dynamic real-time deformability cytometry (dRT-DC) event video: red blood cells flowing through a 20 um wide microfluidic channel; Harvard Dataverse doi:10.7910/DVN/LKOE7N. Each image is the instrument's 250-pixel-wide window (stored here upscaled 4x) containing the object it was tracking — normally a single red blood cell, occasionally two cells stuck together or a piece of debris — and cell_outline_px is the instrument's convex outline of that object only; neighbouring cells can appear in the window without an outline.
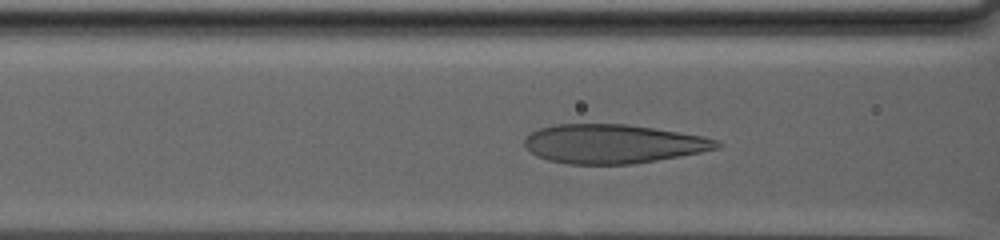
{"species": "human", "species_latin": "Homo sapiens", "temperature_condition": "warm", "stored_images_in_passage": 65, "camera_frame_rate_fps": 3000, "um_per_image_px": 0.085, "donor": {"sex": "male"}, "frame": {"image": 1, "passage_image": 26, "time_ms": 8.333, "image_size_px": [1000, 240], "cell_outline_px": [[724, 144], [720, 148], [680, 156], [632, 164], [568, 164], [548, 160], [536, 156], [524, 148], [524, 140], [532, 132], [540, 128], [556, 124], [624, 124], [652, 128], [700, 136], [716, 140]], "centroid_in_image_um": [52.06, 12.23], "position_along_channel_um": 114.5, "area_um2": 43.47}}
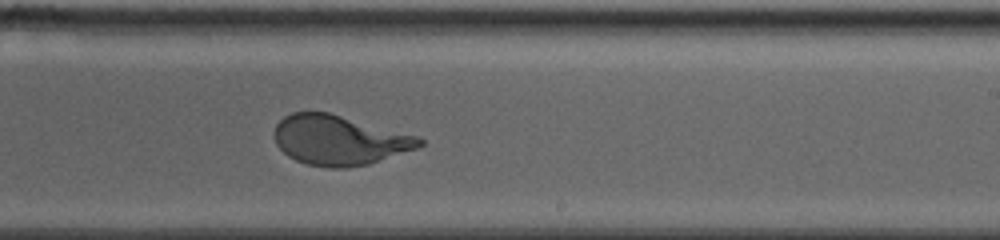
{"frame": {"image": 2, "passage_image": 44, "time_ms": 14.333, "image_size_px": [1000, 240], "cell_outline_px": [[424, 144], [416, 148], [368, 164], [348, 168], [328, 168], [308, 164], [296, 160], [288, 156], [276, 144], [272, 132], [276, 124], [284, 116], [292, 112], [328, 112], [420, 136], [424, 140]], "centroid_in_image_um": [28.82, 11.91], "position_along_channel_um": 260.2, "area_um2": 42.19}}
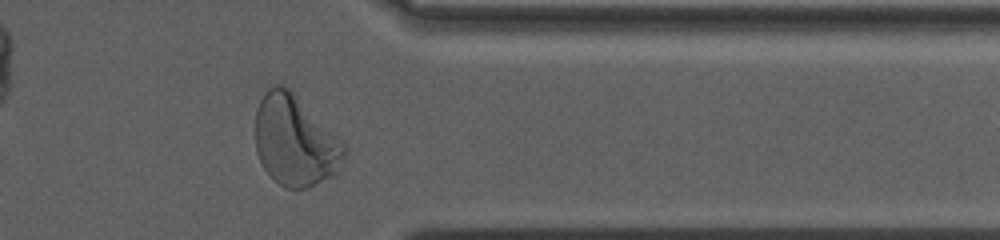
{"frame": {"image": 3, "passage_image": 60, "time_ms": 19.667, "image_size_px": [1000, 240], "cell_outline_px": [[348, 152], [336, 176], [308, 188], [284, 188], [264, 168], [256, 152], [256, 108], [264, 92], [272, 84], [284, 84], [344, 140], [348, 148]], "centroid_in_image_um": [25.14, 11.97], "position_along_channel_um": 386.3, "area_um2": 47.74}}